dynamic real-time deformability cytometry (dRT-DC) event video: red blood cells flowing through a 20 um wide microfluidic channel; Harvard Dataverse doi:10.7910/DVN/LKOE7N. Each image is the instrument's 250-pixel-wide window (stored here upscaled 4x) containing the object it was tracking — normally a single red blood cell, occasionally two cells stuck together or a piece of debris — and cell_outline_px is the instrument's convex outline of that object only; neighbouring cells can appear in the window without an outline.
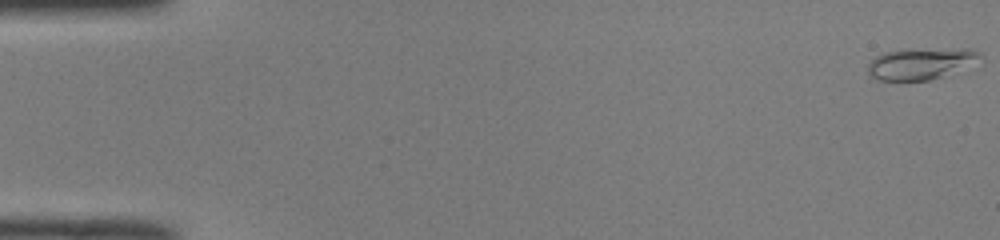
{"species": "common noctule bat (a hibernating species)", "species_latin": "Nyctalus noctula", "temperature_condition": "room temperature", "stored_images_in_passage": 50, "camera_frame_rate_fps": 3000, "um_per_image_px": 0.085, "animal": {"sex": "male", "body_mass_g": 19.0, "forearm_length_mm": 50.8}, "frame": {"image": 1, "passage_image": 1, "time_ms": 0.0, "image_size_px": [1000, 240], "cell_outline_px": [[984, 56], [940, 76], [928, 80], [880, 80], [872, 76], [868, 72], [868, 64], [876, 56], [884, 52], [964, 48], [976, 52]], "centroid_in_image_um": [78.16, 5.41], "position_along_channel_um": 6.8, "area_um2": 19.19}}
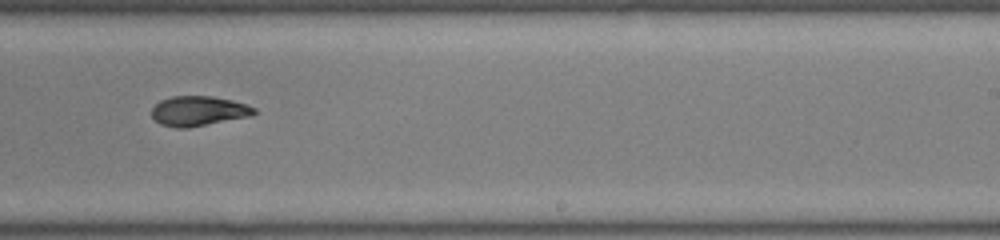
{"frame": {"image": 2, "passage_image": 32, "time_ms": 10.333, "image_size_px": [1000, 240], "cell_outline_px": [[256, 112], [252, 116], [188, 128], [176, 128], [160, 124], [152, 116], [152, 108], [160, 100], [172, 96], [212, 96], [232, 100], [256, 108]], "centroid_in_image_um": [16.87, 9.44], "position_along_channel_um": 272.1, "area_um2": 17.86}}
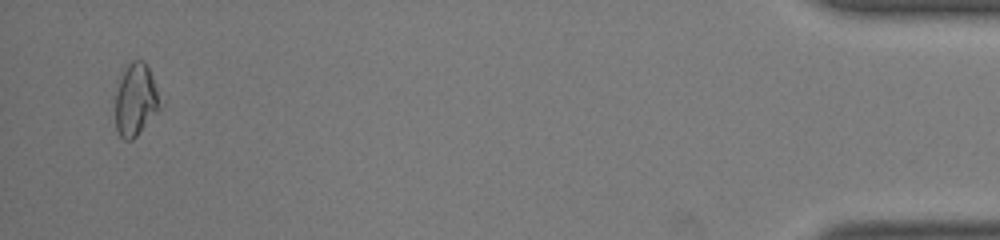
{"frame": {"image": 3, "passage_image": 49, "time_ms": 16.0, "image_size_px": [1000, 240], "cell_outline_px": [[164, 104], [136, 136], [132, 140], [124, 140], [120, 136], [116, 128], [116, 92], [124, 64], [132, 60], [144, 60], [152, 76]], "centroid_in_image_um": [11.55, 8.44], "position_along_channel_um": 423.7, "area_um2": 19.13}, "authors_computed_cell_mechanics": {"area_um2": 18.1203, "velocity_mm_per_s": 4.0905, "shape_relaxation_time_tau1_ms": 5.1059, "shape_relaxation_time_tau2_ms": 3.0462, "deformation_change_tau1": 0.1744, "deformation_change_tau2": 0.0765}}